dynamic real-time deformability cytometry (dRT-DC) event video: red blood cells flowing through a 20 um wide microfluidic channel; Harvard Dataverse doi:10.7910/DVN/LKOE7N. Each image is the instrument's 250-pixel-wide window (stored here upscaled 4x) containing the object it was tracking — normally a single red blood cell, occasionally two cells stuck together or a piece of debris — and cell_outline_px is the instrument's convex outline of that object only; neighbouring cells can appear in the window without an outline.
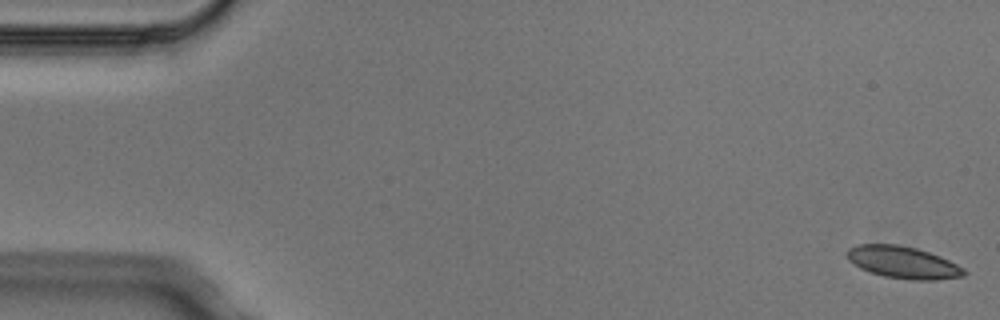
{"species": "Egyptian fruit bat (a non-hibernating species)", "species_latin": "Rousettus aegyptiacus", "temperature_condition": "cold", "stored_images_in_passage": 6, "camera_frame_rate_fps": 3000, "um_per_image_px": 0.085, "animal": {"sex": "male"}, "frame": {"image": 1, "passage_image": 1, "time_ms": 0.0, "image_size_px": [1000, 320], "cell_outline_px": [[968, 272], [964, 276], [936, 280], [912, 280], [884, 276], [860, 268], [848, 260], [844, 252], [848, 248], [856, 244], [896, 244], [916, 248], [940, 256], [964, 268]], "centroid_in_image_um": [76.74, 22.29], "position_along_channel_um": 8.3, "area_um2": 21.96}}